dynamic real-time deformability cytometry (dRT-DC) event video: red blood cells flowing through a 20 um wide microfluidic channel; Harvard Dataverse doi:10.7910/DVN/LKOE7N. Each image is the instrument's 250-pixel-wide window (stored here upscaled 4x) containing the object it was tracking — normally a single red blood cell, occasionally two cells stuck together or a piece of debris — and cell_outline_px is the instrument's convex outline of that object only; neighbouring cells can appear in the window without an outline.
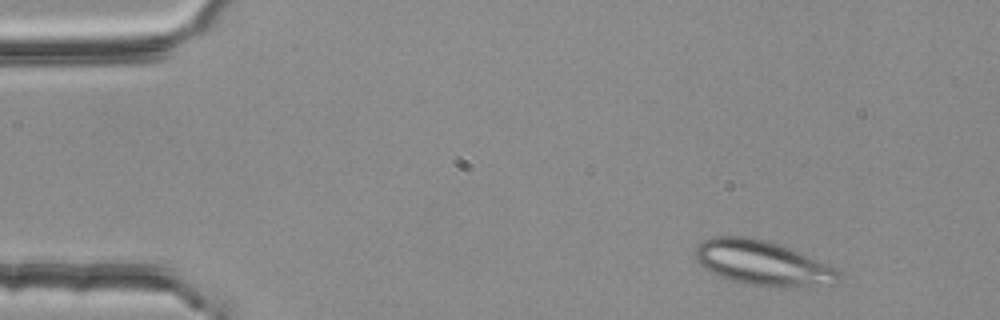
{"species": "common noctule bat (a hibernating species)", "species_latin": "Nyctalus noctula", "temperature_condition": "room temperature", "stored_images_in_passage": 3, "camera_frame_rate_fps": 3000, "um_per_image_px": 0.085, "animal": {"sex": "female", "body_mass_g": 25.1}, "frame": {"image": 1, "passage_image": 1, "time_ms": 0.0, "image_size_px": [1000, 320], "cell_outline_px": [[840, 276], [836, 284], [744, 284], [720, 276], [704, 268], [696, 260], [696, 248], [704, 240], [712, 236], [748, 236], [768, 240], [780, 244], [828, 264], [836, 268], [840, 272]], "centroid_in_image_um": [64.77, 22.29], "position_along_channel_um": 20.2, "area_um2": 36.24}}